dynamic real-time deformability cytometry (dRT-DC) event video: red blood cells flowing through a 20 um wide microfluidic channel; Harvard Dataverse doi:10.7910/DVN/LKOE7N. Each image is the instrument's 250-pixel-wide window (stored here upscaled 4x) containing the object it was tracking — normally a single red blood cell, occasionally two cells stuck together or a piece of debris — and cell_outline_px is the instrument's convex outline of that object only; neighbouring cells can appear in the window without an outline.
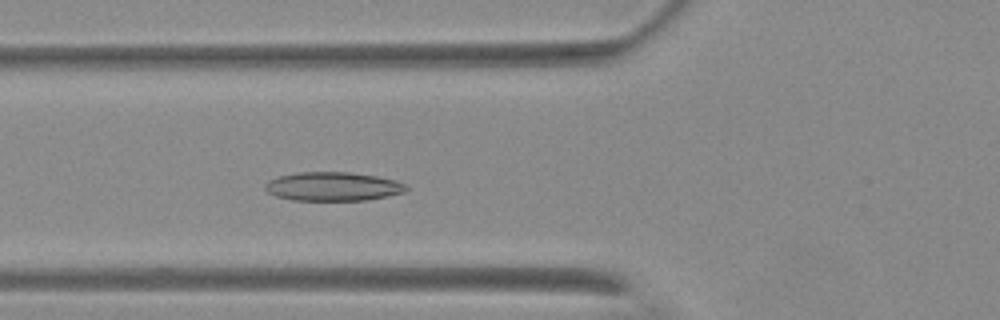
{"species": "Egyptian fruit bat (a non-hibernating species)", "species_latin": "Rousettus aegyptiacus", "temperature_condition": "warm", "stored_images_in_passage": 4, "camera_frame_rate_fps": 3000, "um_per_image_px": 0.085, "animal": {"sex": "female"}, "frame": {"image": 1, "passage_image": 4, "time_ms": 5.0, "image_size_px": [1000, 320], "cell_outline_px": [[408, 188], [404, 192], [388, 196], [368, 200], [292, 200], [276, 196], [268, 192], [264, 188], [264, 184], [268, 180], [276, 176], [300, 172], [348, 172], [376, 176], [396, 180], [404, 184]], "centroid_in_image_um": [28.27, 15.85], "position_along_channel_um": 97.5, "area_um2": 23.76}}